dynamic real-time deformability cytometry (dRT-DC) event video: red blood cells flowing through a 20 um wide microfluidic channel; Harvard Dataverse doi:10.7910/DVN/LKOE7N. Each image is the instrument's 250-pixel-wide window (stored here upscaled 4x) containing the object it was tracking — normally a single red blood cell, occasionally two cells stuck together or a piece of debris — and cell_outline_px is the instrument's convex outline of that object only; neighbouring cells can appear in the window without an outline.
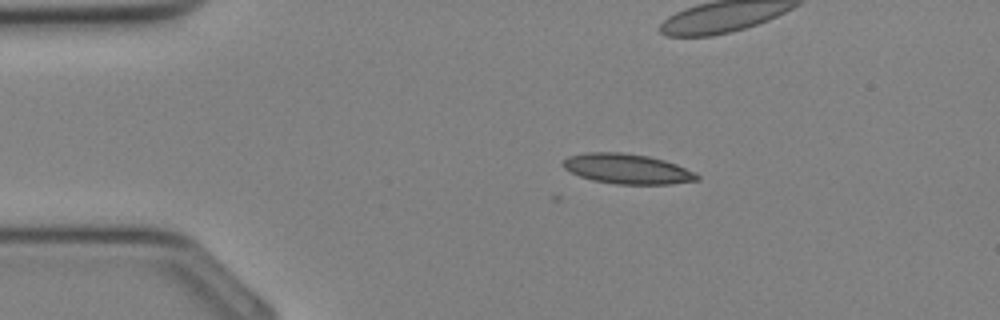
{"species": "Egyptian fruit bat (a non-hibernating species)", "species_latin": "Rousettus aegyptiacus", "temperature_condition": "cold", "stored_images_in_passage": 4, "camera_frame_rate_fps": 3000, "um_per_image_px": 0.085, "animal": {"sex": "female"}, "frame": {"image": 1, "passage_image": 1, "time_ms": 0.0, "image_size_px": [1000, 320], "cell_outline_px": [[700, 180], [668, 184], [616, 184], [592, 180], [580, 176], [564, 168], [564, 160], [568, 156], [584, 152], [620, 152], [648, 156], [664, 160], [676, 164], [700, 176]], "centroid_in_image_um": [53.3, 14.35], "position_along_channel_um": 31.7, "area_um2": 23.24}}